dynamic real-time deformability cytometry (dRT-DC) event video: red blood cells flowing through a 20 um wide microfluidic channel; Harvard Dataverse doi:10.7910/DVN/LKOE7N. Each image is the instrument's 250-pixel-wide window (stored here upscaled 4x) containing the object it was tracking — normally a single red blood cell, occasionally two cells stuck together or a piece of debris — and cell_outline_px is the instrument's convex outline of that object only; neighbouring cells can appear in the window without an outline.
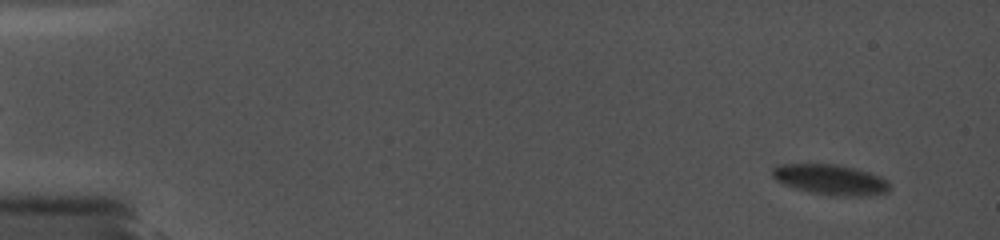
{"species": "common noctule bat (a hibernating species)", "species_latin": "Nyctalus noctula", "temperature_condition": "cold", "stored_images_in_passage": 7, "camera_frame_rate_fps": 5000, "um_per_image_px": 0.085, "animal": {"sex": "female", "body_mass_g": 19.0, "forearm_length_mm": 56.7}, "frame": {"image": 1, "passage_image": 2, "time_ms": 1.2, "image_size_px": [1000, 240], "cell_outline_px": [[888, 192], [864, 196], [836, 196], [808, 192], [784, 184], [776, 180], [772, 176], [772, 168], [776, 164], [836, 164], [856, 168], [880, 176], [888, 180]], "centroid_in_image_um": [70.57, 15.26], "position_along_channel_um": 14.4, "area_um2": 20.81}}
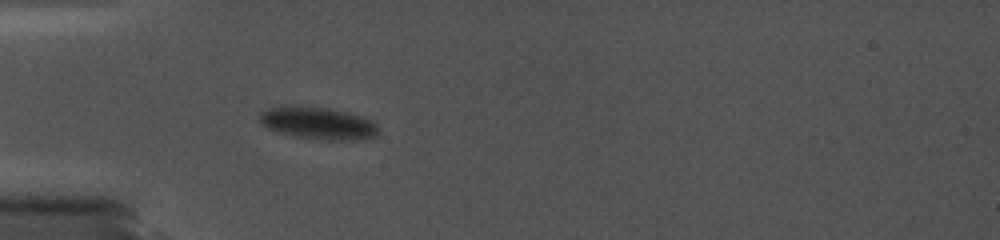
{"frame": {"image": 2, "passage_image": 6, "time_ms": 6.2, "image_size_px": [1000, 240], "cell_outline_px": [[380, 132], [376, 136], [352, 140], [324, 140], [296, 136], [280, 132], [268, 128], [260, 124], [260, 112], [268, 108], [328, 108], [348, 112], [364, 116], [372, 120], [376, 124]], "centroid_in_image_um": [27.12, 10.5], "position_along_channel_um": 57.9, "area_um2": 21.79}}